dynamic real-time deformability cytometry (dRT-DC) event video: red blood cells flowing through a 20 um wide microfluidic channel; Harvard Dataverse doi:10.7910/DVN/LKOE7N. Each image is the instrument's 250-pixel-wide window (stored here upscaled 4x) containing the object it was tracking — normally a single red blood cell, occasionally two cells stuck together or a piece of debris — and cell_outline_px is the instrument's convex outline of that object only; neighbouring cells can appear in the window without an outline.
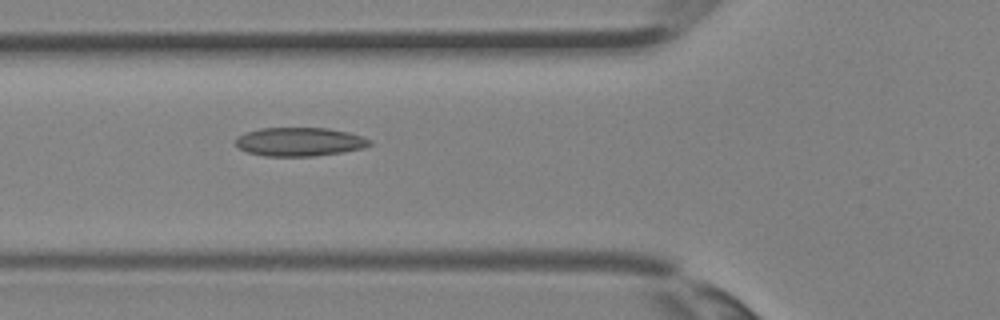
{"species": "Egyptian fruit bat (a non-hibernating species)", "species_latin": "Rousettus aegyptiacus", "temperature_condition": "room temperature", "stored_images_in_passage": 36, "camera_frame_rate_fps": 3000, "um_per_image_px": 0.085, "animal": {"sex": "female"}, "frame": {"image": 1, "passage_image": 13, "time_ms": 4.0, "image_size_px": [1000, 320], "cell_outline_px": [[372, 144], [364, 148], [344, 152], [312, 156], [264, 156], [248, 152], [240, 148], [236, 144], [236, 136], [244, 132], [260, 128], [328, 128], [348, 132], [364, 136], [372, 140]], "centroid_in_image_um": [25.49, 12.04], "position_along_channel_um": 100.3, "area_um2": 22.6}}
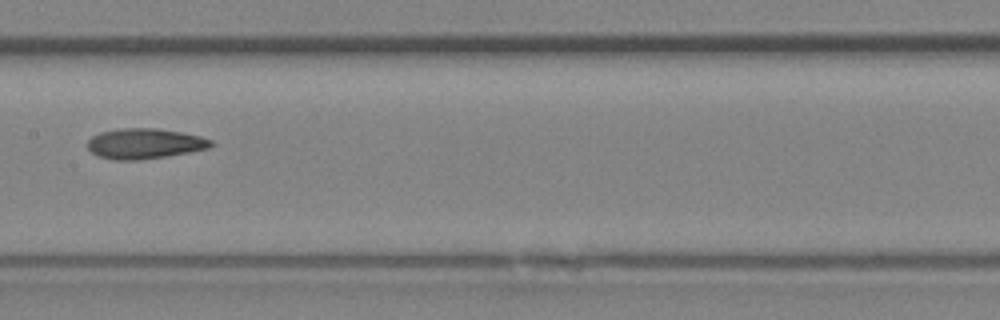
{"frame": {"image": 2, "passage_image": 18, "time_ms": 5.667, "image_size_px": [1000, 320], "cell_outline_px": [[216, 144], [208, 148], [188, 152], [164, 156], [136, 160], [112, 160], [96, 156], [88, 148], [88, 140], [92, 136], [100, 132], [120, 128], [156, 128], [180, 132], [200, 136], [212, 140]], "centroid_in_image_um": [12.27, 12.2], "position_along_channel_um": 195.1, "area_um2": 21.79}}
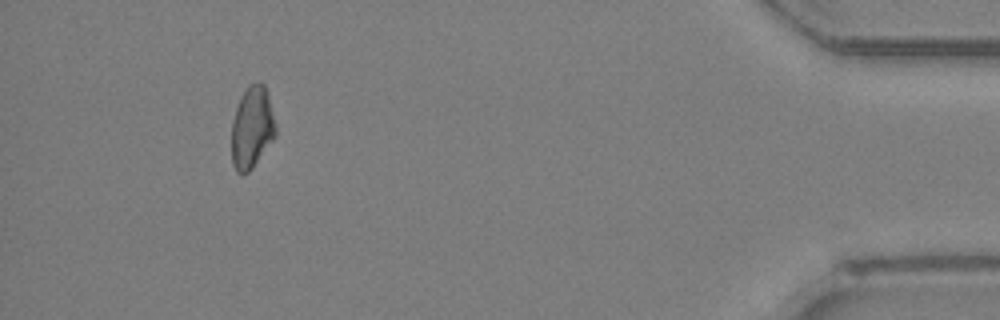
{"frame": {"image": 3, "passage_image": 33, "time_ms": 10.667, "image_size_px": [1000, 320], "cell_outline_px": [[276, 136], [252, 168], [248, 172], [236, 172], [232, 164], [232, 120], [236, 108], [248, 84], [260, 80], [264, 84], [268, 92], [276, 124]], "centroid_in_image_um": [21.44, 10.8], "position_along_channel_um": 413.8, "area_um2": 21.15}}